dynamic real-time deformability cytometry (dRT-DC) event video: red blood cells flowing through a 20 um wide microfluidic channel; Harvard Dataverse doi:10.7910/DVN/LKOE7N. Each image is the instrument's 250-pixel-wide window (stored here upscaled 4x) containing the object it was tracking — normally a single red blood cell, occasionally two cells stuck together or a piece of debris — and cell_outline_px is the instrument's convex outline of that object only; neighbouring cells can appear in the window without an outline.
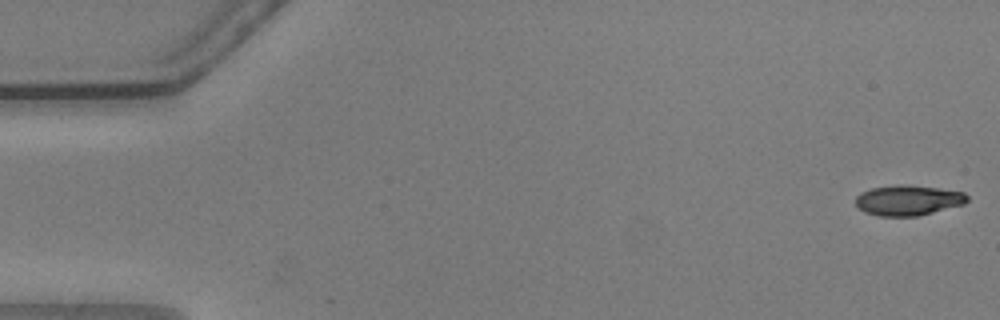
{"species": "common noctule bat (a hibernating species)", "species_latin": "Nyctalus noctula", "temperature_condition": "warm", "stored_images_in_passage": 55, "camera_frame_rate_fps": 3000, "um_per_image_px": 0.085, "animal": {"sex": "male", "body_mass_g": 20.5, "forearm_length_mm": 52.5}, "frame": {"image": 1, "passage_image": 1, "time_ms": 0.0, "image_size_px": [1000, 320], "cell_outline_px": [[968, 200], [964, 204], [916, 216], [876, 216], [864, 212], [856, 204], [856, 196], [860, 192], [872, 188], [896, 184], [908, 184], [940, 188], [964, 192], [968, 196]], "centroid_in_image_um": [77.18, 17.01], "position_along_channel_um": 7.8, "area_um2": 19.83}}
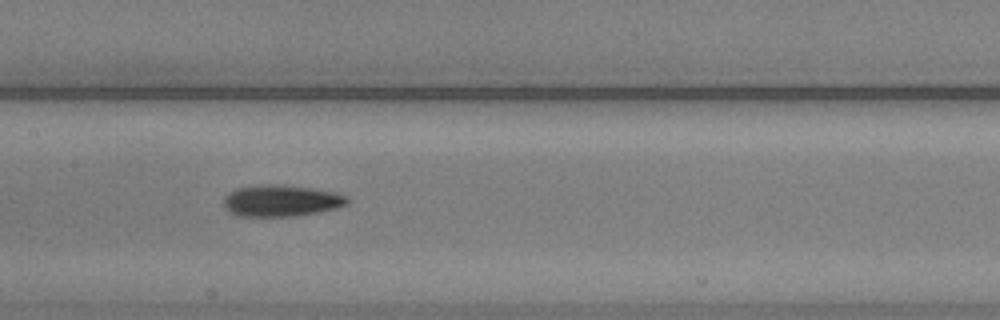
{"frame": {"image": 2, "passage_image": 27, "time_ms": 8.667, "image_size_px": [1000, 320], "cell_outline_px": [[352, 200], [348, 204], [336, 208], [320, 212], [292, 216], [240, 216], [228, 212], [224, 208], [224, 196], [236, 188], [256, 184], [284, 184], [312, 188], [332, 192], [348, 196]], "centroid_in_image_um": [23.9, 17.05], "position_along_channel_um": 183.5, "area_um2": 23.06}}
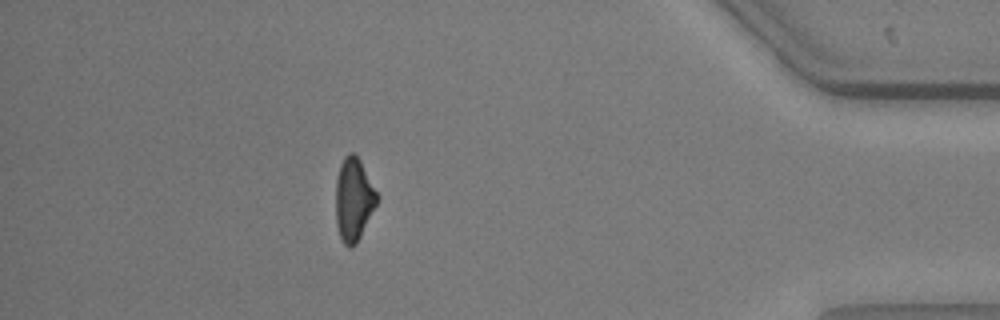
{"frame": {"image": 3, "passage_image": 49, "time_ms": 16.0, "image_size_px": [1000, 320], "cell_outline_px": [[380, 196], [356, 244], [352, 248], [348, 248], [344, 244], [340, 236], [336, 224], [336, 180], [340, 164], [344, 156], [348, 152], [352, 152], [360, 160]], "centroid_in_image_um": [30.06, 16.93], "position_along_channel_um": 405.1, "area_um2": 19.94}, "authors_computed_cell_mechanics": {"area_um2": 21.0392, "velocity_mm_per_s": 3.6627, "shape_relaxation_time_tau1_ms": 5.0809, "shape_relaxation_time_tau2_ms": 4.0118, "deformation_change_tau1": 0.1545, "deformation_change_tau2": 0.1165}}